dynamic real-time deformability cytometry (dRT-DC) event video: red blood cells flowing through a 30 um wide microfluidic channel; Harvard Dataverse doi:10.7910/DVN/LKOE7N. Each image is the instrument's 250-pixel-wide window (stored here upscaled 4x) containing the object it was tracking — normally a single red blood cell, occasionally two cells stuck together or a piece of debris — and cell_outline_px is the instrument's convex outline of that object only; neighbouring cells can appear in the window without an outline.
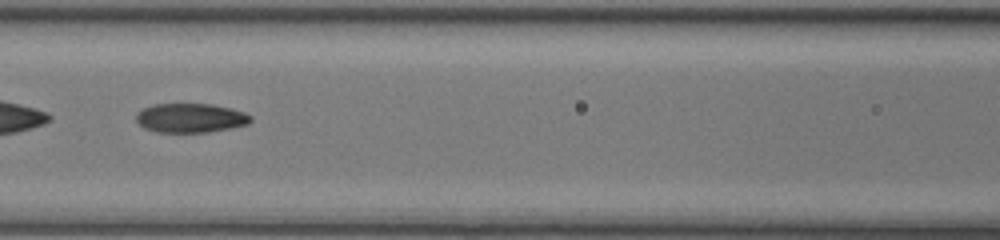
{"species": "common noctule bat (a hibernating species)", "species_latin": "Nyctalus noctula", "temperature_condition": "room temperature", "stored_images_in_passage": 42, "camera_frame_rate_fps": 3000, "um_per_image_px": 0.085, "animal": {"sex": "female", "body_mass_g": 17.0, "forearm_length_mm": 48.0}, "frame": {"image": 1, "passage_image": 15, "time_ms": 4.667, "image_size_px": [1000, 240], "cell_outline_px": [[252, 120], [248, 124], [232, 128], [208, 132], [156, 132], [144, 128], [136, 120], [136, 112], [152, 104], [212, 104], [232, 108], [244, 112], [252, 116]], "centroid_in_image_um": [16.21, 10.02], "position_along_channel_um": 150.4, "area_um2": 19.65}}
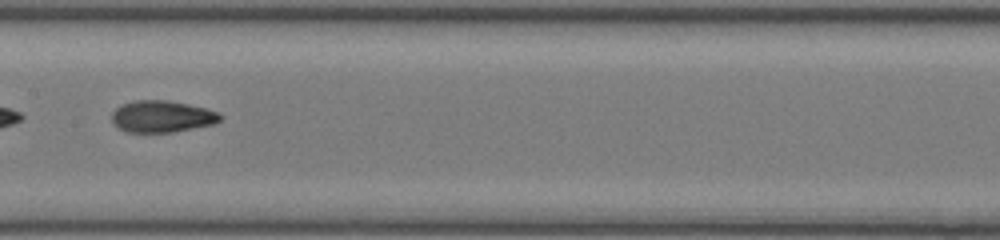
{"frame": {"image": 2, "passage_image": 18, "time_ms": 5.667, "image_size_px": [1000, 240], "cell_outline_px": [[220, 120], [212, 124], [172, 132], [128, 132], [120, 128], [112, 120], [112, 112], [116, 108], [124, 104], [136, 100], [168, 100], [188, 104], [204, 108], [216, 112], [220, 116]], "centroid_in_image_um": [13.74, 9.89], "position_along_channel_um": 193.7, "area_um2": 19.59}}
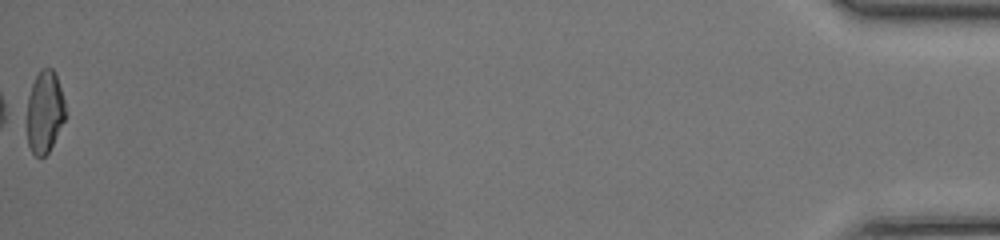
{"frame": {"image": 3, "passage_image": 42, "time_ms": 13.667, "image_size_px": [1000, 240], "cell_outline_px": [[64, 120], [48, 152], [44, 156], [36, 156], [32, 152], [28, 144], [28, 96], [32, 84], [40, 68], [52, 68], [56, 76], [64, 100]], "centroid_in_image_um": [3.79, 9.49], "position_along_channel_um": 431.4, "area_um2": 17.86}, "authors_computed_cell_mechanics": {"area_um2": 19.5942, "velocity_mm_per_s": 4.3309, "shape_relaxation_time_tau1_ms": null, "shape_relaxation_time_tau2_ms": 1.2008, "deformation_change_tau1": null, "deformation_change_tau2": 0.0598}}